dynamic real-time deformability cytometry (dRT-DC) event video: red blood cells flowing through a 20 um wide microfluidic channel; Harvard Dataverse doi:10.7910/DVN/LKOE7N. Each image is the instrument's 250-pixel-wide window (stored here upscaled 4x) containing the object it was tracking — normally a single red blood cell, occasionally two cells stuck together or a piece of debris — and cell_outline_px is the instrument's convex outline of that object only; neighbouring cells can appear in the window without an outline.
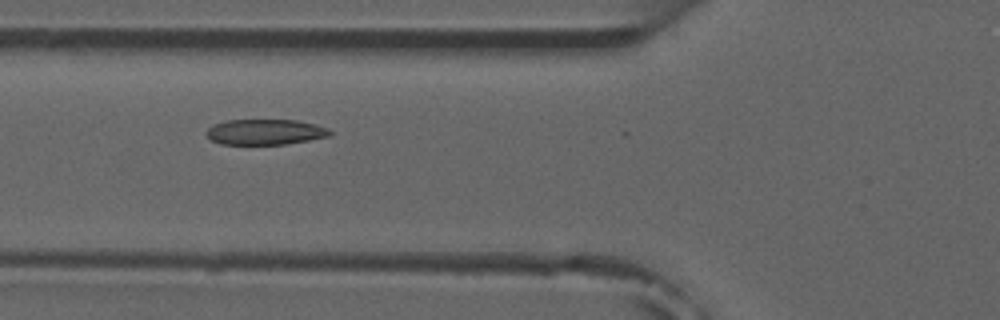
{"species": "common noctule bat (a hibernating species)", "species_latin": "Nyctalus noctula", "temperature_condition": "room temperature", "stored_images_in_passage": 8, "camera_frame_rate_fps": 3000, "um_per_image_px": 0.085, "animal": {"sex": "male", "forearm_length_mm": 52.5}, "frame": {"image": 1, "passage_image": 6, "time_ms": 5.667, "image_size_px": [1000, 320], "cell_outline_px": [[332, 132], [328, 136], [308, 140], [284, 144], [220, 144], [212, 140], [204, 132], [212, 124], [228, 120], [296, 120], [316, 124], [328, 128]], "centroid_in_image_um": [22.51, 11.21], "position_along_channel_um": 103.3, "area_um2": 18.32}}
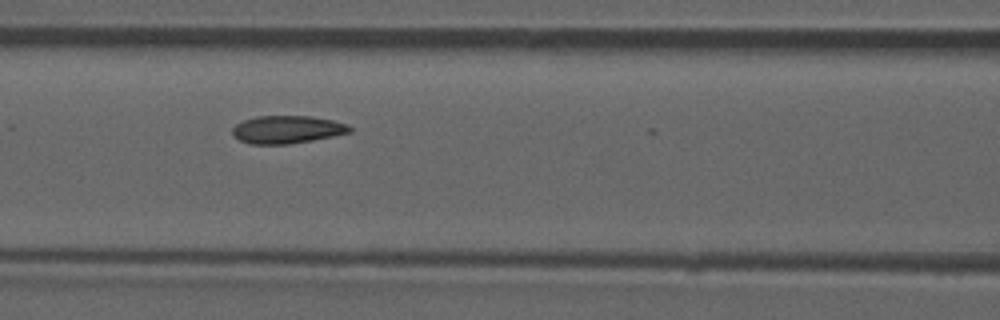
{"frame": {"image": 2, "passage_image": 7, "time_ms": 6.667, "image_size_px": [1000, 320], "cell_outline_px": [[352, 132], [312, 140], [288, 144], [248, 144], [232, 136], [232, 128], [236, 124], [244, 120], [256, 116], [312, 116], [332, 120], [348, 124], [352, 128]], "centroid_in_image_um": [24.39, 11.01], "position_along_channel_um": 142.2, "area_um2": 19.07}}